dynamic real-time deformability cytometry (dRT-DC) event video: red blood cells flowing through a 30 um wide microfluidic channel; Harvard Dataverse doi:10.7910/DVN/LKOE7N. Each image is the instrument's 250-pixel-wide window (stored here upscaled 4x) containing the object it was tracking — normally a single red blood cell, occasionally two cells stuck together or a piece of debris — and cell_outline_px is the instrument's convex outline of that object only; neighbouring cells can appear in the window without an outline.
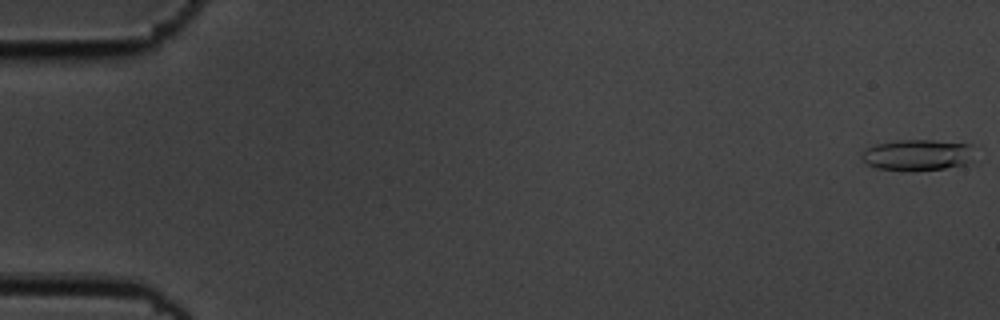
{"species": "common noctule bat (a hibernating species)", "species_latin": "Nyctalus noctula", "temperature_condition": "cold", "stored_images_in_passage": 55, "camera_frame_rate_fps": 3000, "um_per_image_px": 0.085, "animal": {"sex": "male", "body_mass_g": 19.5, "forearm_length_mm": 54.6}, "frame": {"image": 1, "passage_image": 1, "time_ms": 0.0, "image_size_px": [1000, 320], "cell_outline_px": [[972, 164], [944, 168], [876, 168], [868, 164], [860, 156], [860, 152], [876, 144], [896, 140], [932, 140], [968, 144], [972, 160]], "centroid_in_image_um": [77.97, 13.14], "position_along_channel_um": 7.0, "area_um2": 19.59}}
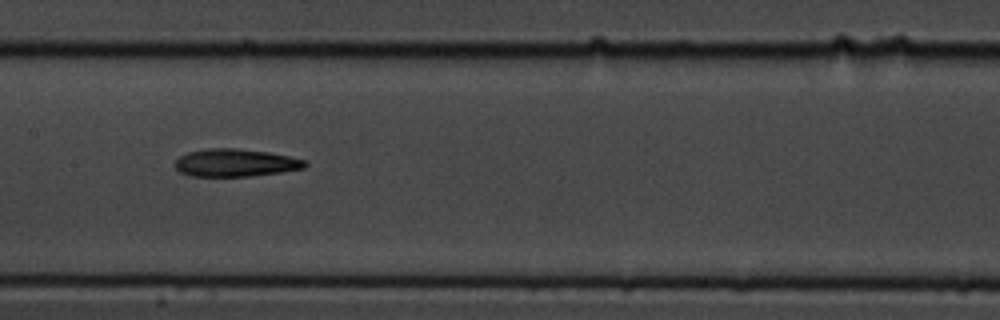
{"frame": {"image": 2, "passage_image": 28, "time_ms": 9.0, "image_size_px": [1000, 320], "cell_outline_px": [[308, 164], [304, 168], [280, 172], [248, 176], [188, 176], [180, 172], [172, 164], [180, 156], [188, 152], [208, 148], [232, 148], [268, 152], [288, 156], [304, 160]], "centroid_in_image_um": [19.96, 13.84], "position_along_channel_um": 187.4, "area_um2": 20.87}}
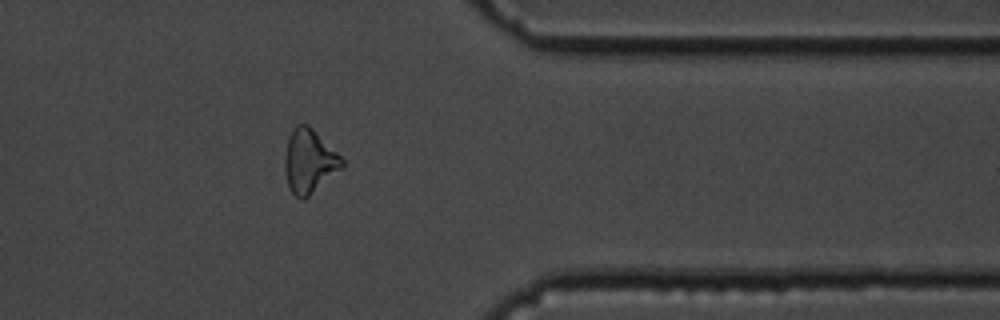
{"frame": {"image": 3, "passage_image": 45, "time_ms": 14.667, "image_size_px": [1000, 320], "cell_outline_px": [[344, 168], [304, 200], [300, 200], [288, 188], [284, 172], [284, 156], [288, 136], [292, 128], [296, 124], [308, 124], [344, 160]], "centroid_in_image_um": [26.26, 13.72], "position_along_channel_um": 385.1, "area_um2": 21.62}, "authors_computed_cell_mechanics": {"area_um2": 20.4612, "velocity_mm_per_s": 3.6932, "shape_relaxation_time_tau1_ms": 7.5717, "shape_relaxation_time_tau2_ms": 3.2617, "deformation_change_tau1": 0.222, "deformation_change_tau2": 0.1394}}